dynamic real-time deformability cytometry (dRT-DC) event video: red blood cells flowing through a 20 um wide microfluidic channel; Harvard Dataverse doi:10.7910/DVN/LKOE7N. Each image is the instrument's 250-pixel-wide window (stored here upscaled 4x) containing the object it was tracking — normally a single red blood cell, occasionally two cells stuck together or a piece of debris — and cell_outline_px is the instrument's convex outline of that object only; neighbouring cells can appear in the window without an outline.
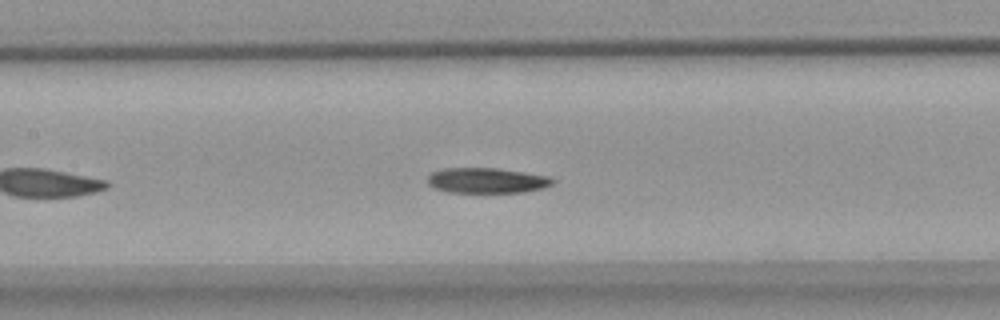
{"species": "common noctule bat (a hibernating species)", "species_latin": "Nyctalus noctula", "temperature_condition": "warm", "stored_images_in_passage": 28, "camera_frame_rate_fps": 3000, "um_per_image_px": 0.085, "animal": {"sex": "female", "body_mass_g": 18.4}, "frame": {"image": 1, "passage_image": 14, "time_ms": 4.333, "image_size_px": [1000, 320], "cell_outline_px": [[556, 180], [552, 184], [544, 188], [524, 192], [448, 192], [436, 188], [428, 184], [428, 176], [432, 172], [444, 168], [496, 168], [552, 176]], "centroid_in_image_um": [41.43, 15.33], "position_along_channel_um": 166.0, "area_um2": 18.5}}
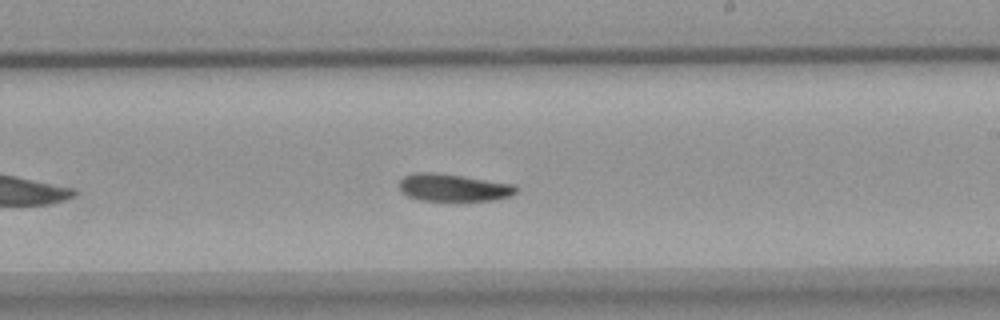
{"frame": {"image": 2, "passage_image": 21, "time_ms": 6.667, "image_size_px": [1000, 320], "cell_outline_px": [[520, 188], [512, 196], [492, 200], [420, 200], [408, 196], [400, 192], [396, 184], [404, 176], [416, 172], [436, 172], [464, 176], [516, 184]], "centroid_in_image_um": [38.53, 15.93], "position_along_channel_um": 250.5, "area_um2": 19.02}}
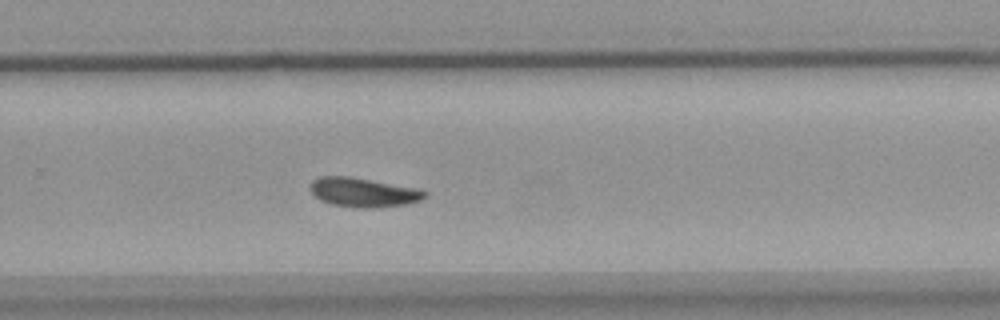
{"frame": {"image": 3, "passage_image": 25, "time_ms": 8.0, "image_size_px": [1000, 320], "cell_outline_px": [[428, 196], [420, 200], [404, 204], [372, 208], [356, 208], [332, 204], [320, 200], [312, 192], [312, 180], [320, 176], [348, 176], [420, 188], [428, 192]], "centroid_in_image_um": [30.93, 16.35], "position_along_channel_um": 298.9, "area_um2": 19.48}}